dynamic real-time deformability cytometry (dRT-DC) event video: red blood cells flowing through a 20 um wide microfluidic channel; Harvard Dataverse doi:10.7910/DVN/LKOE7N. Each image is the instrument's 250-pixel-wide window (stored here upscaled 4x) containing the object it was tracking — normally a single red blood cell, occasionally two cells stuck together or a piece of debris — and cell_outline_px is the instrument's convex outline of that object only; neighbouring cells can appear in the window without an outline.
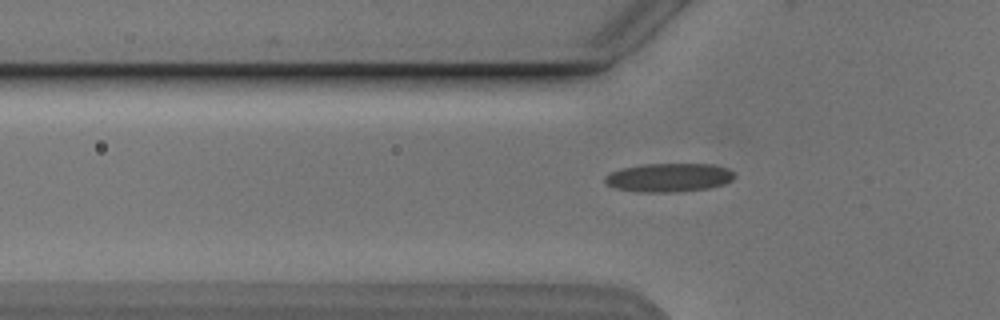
{"species": "Egyptian fruit bat (a non-hibernating species)", "species_latin": "Rousettus aegyptiacus", "temperature_condition": "cold", "stored_images_in_passage": 38, "camera_frame_rate_fps": 3000, "um_per_image_px": 0.085, "animal": {"sex": "male"}, "frame": {"image": 1, "passage_image": 4, "time_ms": 1.0, "image_size_px": [1000, 320], "cell_outline_px": [[732, 180], [724, 184], [708, 188], [668, 192], [640, 192], [616, 188], [608, 184], [604, 180], [604, 176], [620, 168], [640, 164], [712, 164], [728, 168], [732, 172]], "centroid_in_image_um": [56.82, 15.08], "position_along_channel_um": 69.0, "area_um2": 21.44}}
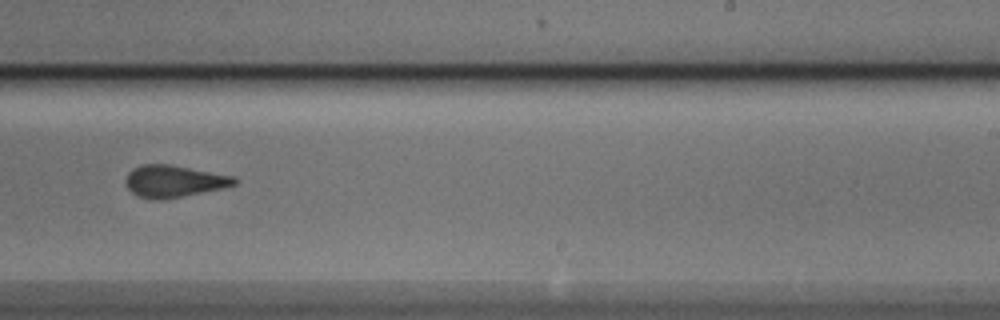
{"frame": {"image": 2, "passage_image": 20, "time_ms": 6.333, "image_size_px": [1000, 320], "cell_outline_px": [[236, 184], [220, 188], [164, 200], [152, 200], [140, 196], [132, 192], [128, 188], [124, 180], [128, 172], [132, 168], [144, 164], [168, 164], [232, 176], [236, 180]], "centroid_in_image_um": [14.7, 15.41], "position_along_channel_um": 274.3, "area_um2": 19.94}}
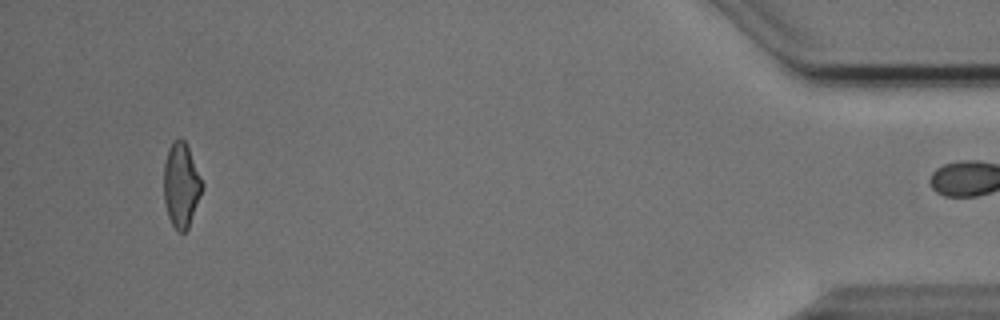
{"frame": {"image": 3, "passage_image": 37, "time_ms": 12.0, "image_size_px": [1000, 320], "cell_outline_px": [[204, 184], [188, 228], [184, 232], [176, 232], [168, 216], [164, 200], [164, 164], [168, 148], [172, 140], [184, 140], [188, 148]], "centroid_in_image_um": [15.39, 15.74], "position_along_channel_um": 419.8, "area_um2": 18.67}, "authors_computed_cell_mechanics": {"area_um2": 20.2589, "velocity_mm_per_s": 3.8674, "shape_relaxation_time_tau1_ms": 7.8528, "shape_relaxation_time_tau2_ms": 1.8717, "deformation_change_tau1": 0.1792, "deformation_change_tau2": 0.0925}}